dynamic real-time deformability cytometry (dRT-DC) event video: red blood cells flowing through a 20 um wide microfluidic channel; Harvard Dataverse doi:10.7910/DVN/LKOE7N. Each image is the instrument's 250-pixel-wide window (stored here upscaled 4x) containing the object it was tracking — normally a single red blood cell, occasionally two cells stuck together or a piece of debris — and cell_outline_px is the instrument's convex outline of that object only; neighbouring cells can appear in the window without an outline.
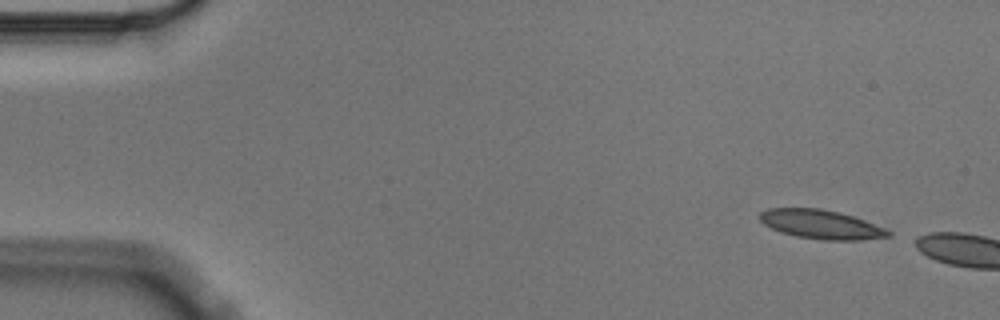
{"species": "Egyptian fruit bat (a non-hibernating species)", "species_latin": "Rousettus aegyptiacus", "temperature_condition": "cold", "stored_images_in_passage": 2, "camera_frame_rate_fps": 3000, "um_per_image_px": 0.085, "animal": {"sex": "male"}, "frame": {"image": 1, "passage_image": 1, "time_ms": 0.0, "image_size_px": [1000, 320], "cell_outline_px": [[892, 236], [860, 240], [824, 240], [796, 236], [780, 232], [764, 224], [760, 220], [760, 212], [768, 208], [820, 208], [852, 216], [864, 220], [884, 228], [892, 232]], "centroid_in_image_um": [69.79, 19.08], "position_along_channel_um": 15.2, "area_um2": 21.56}}